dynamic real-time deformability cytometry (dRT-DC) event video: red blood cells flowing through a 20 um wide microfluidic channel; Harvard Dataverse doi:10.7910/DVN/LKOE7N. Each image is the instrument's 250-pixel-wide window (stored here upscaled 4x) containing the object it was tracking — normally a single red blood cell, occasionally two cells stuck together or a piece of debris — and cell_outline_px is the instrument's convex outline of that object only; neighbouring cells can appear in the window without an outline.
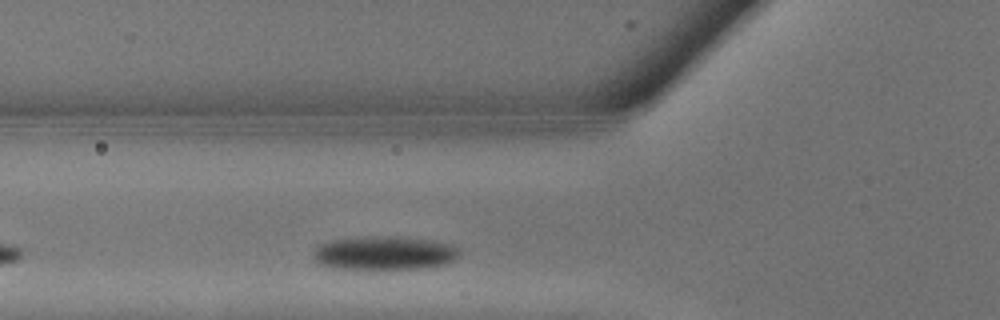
{"species": "common noctule bat (a hibernating species)", "species_latin": "Nyctalus noctula", "temperature_condition": "warm", "stored_images_in_passage": 7, "camera_frame_rate_fps": 3000, "um_per_image_px": 0.085, "animal": {"sex": "male", "body_mass_g": 13.3}, "frame": {"image": 1, "passage_image": 2, "time_ms": 0.333, "image_size_px": [1000, 320], "cell_outline_px": [[460, 256], [456, 260], [444, 264], [424, 268], [336, 268], [316, 264], [312, 260], [312, 252], [320, 244], [332, 240], [432, 240], [452, 244], [460, 248]], "centroid_in_image_um": [32.7, 21.58], "position_along_channel_um": 93.1, "area_um2": 27.11}}
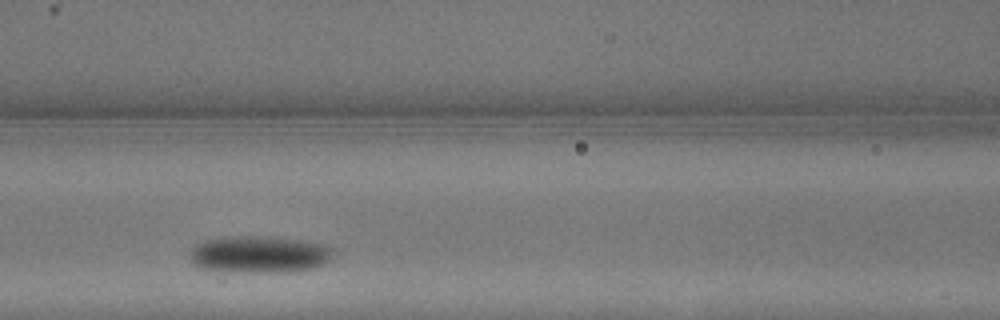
{"frame": {"image": 2, "passage_image": 4, "time_ms": 1.0, "image_size_px": [1000, 320], "cell_outline_px": [[336, 252], [328, 260], [316, 268], [288, 272], [244, 272], [196, 268], [192, 260], [192, 248], [196, 244], [204, 240], [220, 236], [272, 236], [300, 240], [324, 244], [332, 248]], "centroid_in_image_um": [22.05, 21.61], "position_along_channel_um": 144.5, "area_um2": 31.21}}
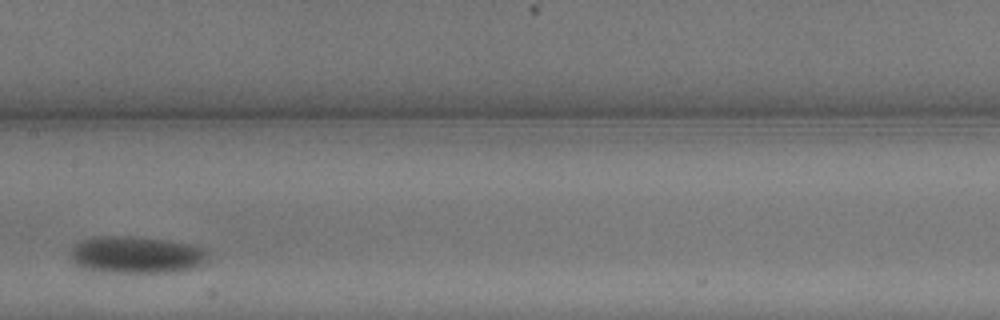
{"frame": {"image": 3, "passage_image": 6, "time_ms": 1.667, "image_size_px": [1000, 320], "cell_outline_px": [[208, 256], [196, 268], [168, 272], [104, 272], [84, 268], [76, 264], [72, 260], [72, 248], [80, 240], [92, 236], [136, 236], [168, 240], [192, 244], [204, 248], [208, 252]], "centroid_in_image_um": [11.59, 21.64], "position_along_channel_um": 195.8, "area_um2": 29.77}}